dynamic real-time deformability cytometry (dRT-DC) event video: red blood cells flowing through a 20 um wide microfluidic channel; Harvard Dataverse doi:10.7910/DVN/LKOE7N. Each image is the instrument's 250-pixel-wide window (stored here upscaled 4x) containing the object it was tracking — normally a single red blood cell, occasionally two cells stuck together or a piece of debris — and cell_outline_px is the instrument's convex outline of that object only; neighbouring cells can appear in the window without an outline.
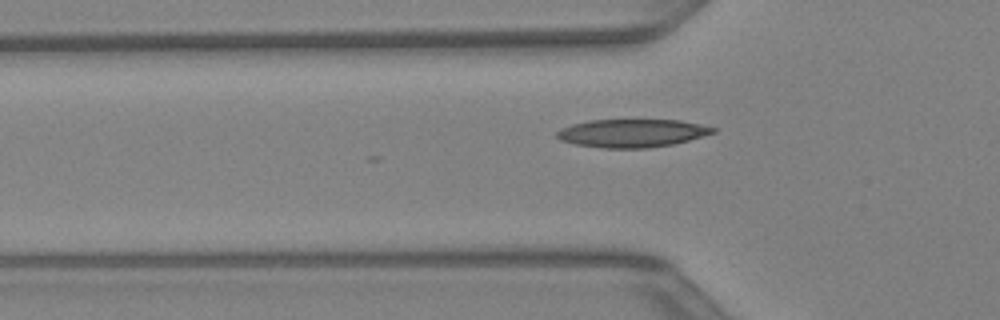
{"species": "Egyptian fruit bat (a non-hibernating species)", "species_latin": "Rousettus aegyptiacus", "temperature_condition": "warm", "stored_images_in_passage": 41, "camera_frame_rate_fps": 3000, "um_per_image_px": 0.085, "animal": {"sex": "female"}, "frame": {"image": 1, "passage_image": 15, "time_ms": 4.667, "image_size_px": [1000, 320], "cell_outline_px": [[716, 132], [688, 140], [672, 144], [648, 148], [604, 148], [572, 144], [560, 140], [556, 136], [556, 132], [560, 128], [572, 124], [588, 120], [680, 120], [700, 124], [716, 128]], "centroid_in_image_um": [53.68, 11.32], "position_along_channel_um": 72.1, "area_um2": 25.61}}
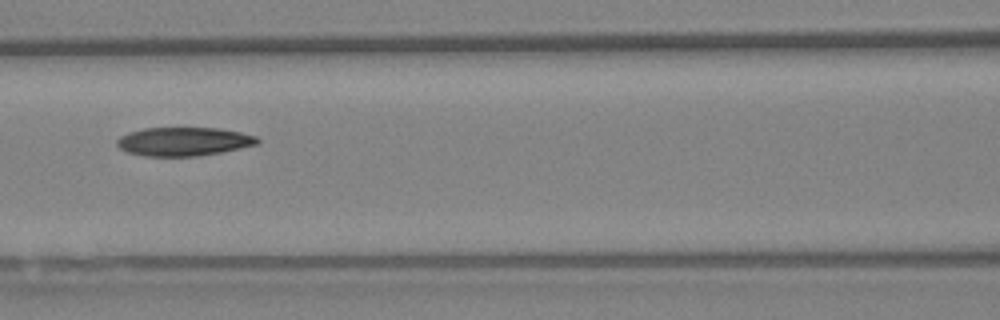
{"frame": {"image": 2, "passage_image": 20, "time_ms": 6.333, "image_size_px": [1000, 320], "cell_outline_px": [[260, 140], [256, 144], [240, 148], [220, 152], [196, 156], [144, 156], [128, 152], [120, 148], [116, 144], [116, 140], [120, 136], [128, 132], [144, 128], [220, 128], [240, 132], [256, 136]], "centroid_in_image_um": [15.58, 12.02], "position_along_channel_um": 151.0, "area_um2": 23.35}}
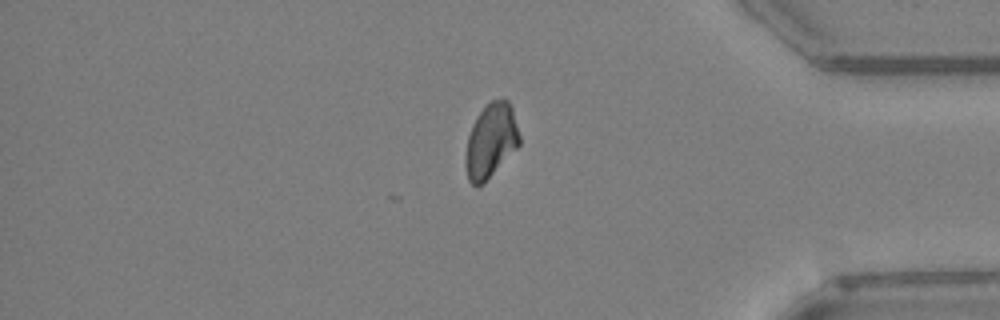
{"frame": {"image": 3, "passage_image": 37, "time_ms": 12.0, "image_size_px": [1000, 320], "cell_outline_px": [[520, 144], [476, 188], [468, 180], [464, 164], [464, 160], [468, 136], [472, 124], [476, 116], [492, 100], [508, 100], [512, 108], [520, 136]], "centroid_in_image_um": [41.69, 11.95], "position_along_channel_um": 393.5, "area_um2": 22.77}}